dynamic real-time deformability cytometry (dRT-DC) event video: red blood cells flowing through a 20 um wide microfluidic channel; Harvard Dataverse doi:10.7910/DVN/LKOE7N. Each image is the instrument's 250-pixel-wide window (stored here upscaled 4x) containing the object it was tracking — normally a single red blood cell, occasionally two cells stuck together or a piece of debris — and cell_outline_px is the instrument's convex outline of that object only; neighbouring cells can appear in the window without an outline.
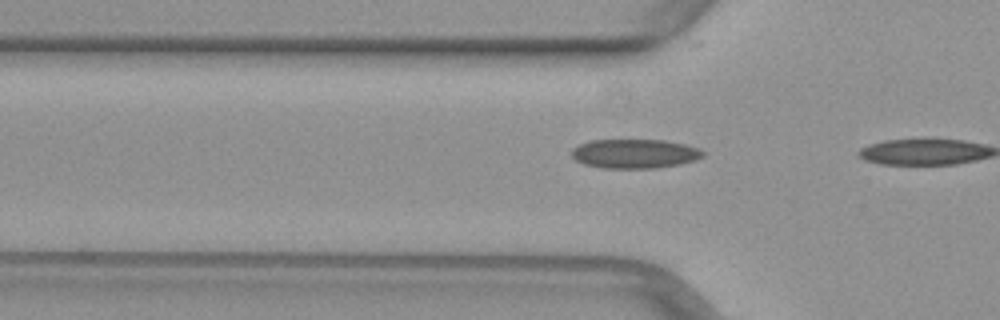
{"species": "common noctule bat (a hibernating species)", "species_latin": "Nyctalus noctula", "temperature_condition": "warm", "stored_images_in_passage": 4, "camera_frame_rate_fps": 3000, "um_per_image_px": 0.085, "animal": {"sex": "female", "body_mass_g": 29.2, "forearm_length_mm": 56.3}, "frame": {"image": 1, "passage_image": 3, "time_ms": 0.667, "image_size_px": [1000, 320], "cell_outline_px": [[704, 156], [696, 160], [680, 164], [656, 168], [604, 168], [584, 164], [576, 160], [572, 156], [572, 148], [588, 140], [664, 140], [684, 144], [700, 148], [704, 152]], "centroid_in_image_um": [53.96, 13.06], "position_along_channel_um": 71.8, "area_um2": 22.43}}